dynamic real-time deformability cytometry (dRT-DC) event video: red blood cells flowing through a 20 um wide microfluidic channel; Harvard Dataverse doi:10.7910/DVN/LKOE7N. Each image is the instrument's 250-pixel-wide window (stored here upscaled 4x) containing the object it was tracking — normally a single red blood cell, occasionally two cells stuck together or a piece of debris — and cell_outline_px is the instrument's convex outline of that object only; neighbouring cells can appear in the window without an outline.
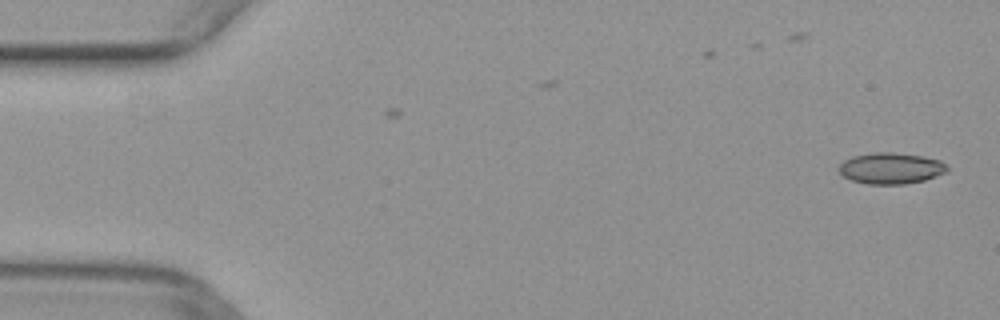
{"species": "common noctule bat (a hibernating species)", "species_latin": "Nyctalus noctula", "temperature_condition": "warm", "stored_images_in_passage": 50, "camera_frame_rate_fps": 3000, "um_per_image_px": 0.085, "animal": {"sex": "female", "body_mass_g": 29.2, "forearm_length_mm": 56.3}, "frame": {"image": 1, "passage_image": 1, "time_ms": 0.0, "image_size_px": [1000, 320], "cell_outline_px": [[948, 172], [924, 180], [904, 184], [868, 184], [852, 180], [844, 176], [840, 172], [840, 164], [844, 160], [852, 156], [872, 152], [892, 152], [920, 156], [940, 160], [948, 168]], "centroid_in_image_um": [75.73, 14.3], "position_along_channel_um": 9.3, "area_um2": 19.54}}
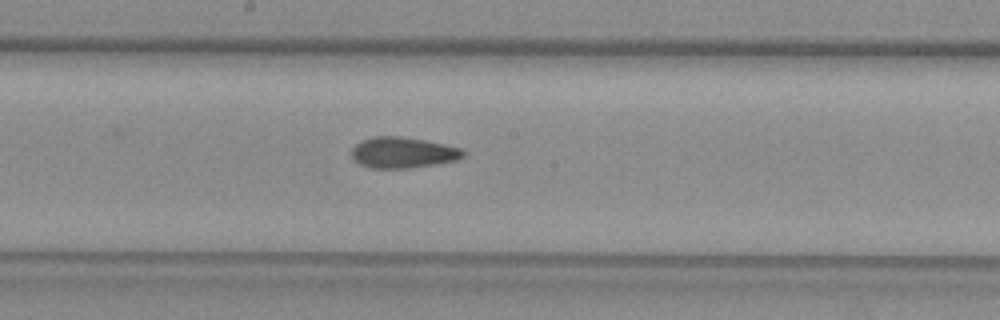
{"frame": {"image": 2, "passage_image": 26, "time_ms": 8.333, "image_size_px": [1000, 320], "cell_outline_px": [[464, 156], [456, 160], [408, 168], [368, 168], [360, 164], [352, 156], [352, 148], [356, 144], [372, 136], [400, 136], [424, 140], [444, 144], [460, 148], [464, 152]], "centroid_in_image_um": [34.22, 12.96], "position_along_channel_um": 214.0, "area_um2": 19.83}}
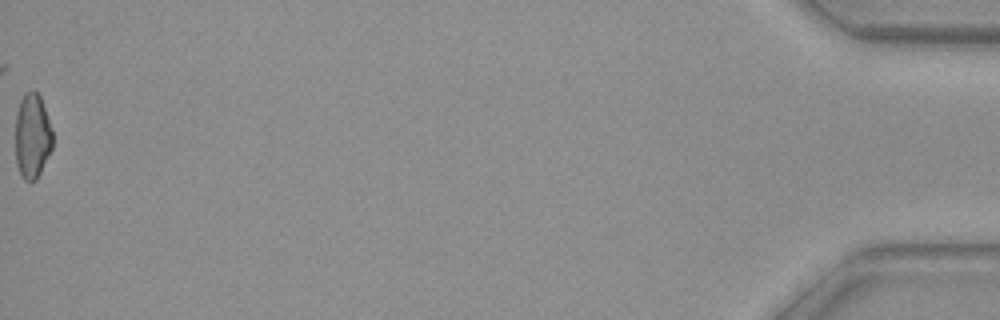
{"frame": {"image": 3, "passage_image": 50, "time_ms": 16.333, "image_size_px": [1000, 320], "cell_outline_px": [[52, 148], [36, 180], [24, 180], [20, 176], [16, 164], [16, 112], [20, 100], [24, 92], [36, 92], [40, 96], [52, 132]], "centroid_in_image_um": [2.72, 11.58], "position_along_channel_um": 432.5, "area_um2": 18.21}}